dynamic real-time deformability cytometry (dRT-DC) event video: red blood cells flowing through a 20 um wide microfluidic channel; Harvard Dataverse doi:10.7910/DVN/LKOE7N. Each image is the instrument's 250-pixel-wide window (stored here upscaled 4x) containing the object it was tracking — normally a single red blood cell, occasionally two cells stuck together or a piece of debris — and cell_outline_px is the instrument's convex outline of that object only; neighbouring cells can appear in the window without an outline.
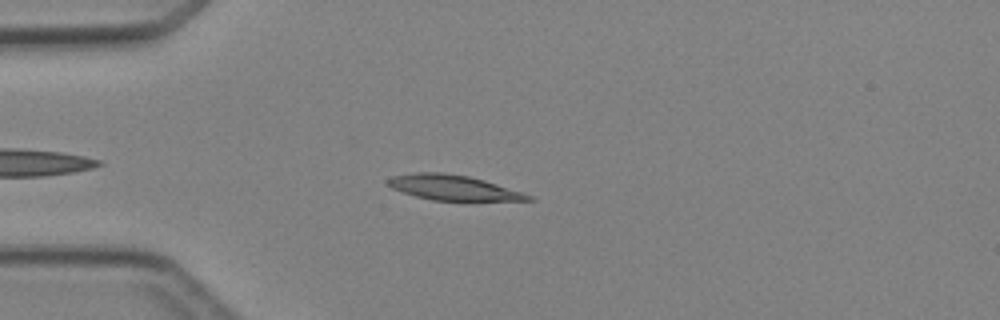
{"species": "Egyptian fruit bat (a non-hibernating species)", "species_latin": "Rousettus aegyptiacus", "temperature_condition": "cold", "stored_images_in_passage": 4, "camera_frame_rate_fps": 3000, "um_per_image_px": 0.085, "animal": {"sex": "female"}, "frame": {"image": 1, "passage_image": 3, "time_ms": 2.333, "image_size_px": [1000, 320], "cell_outline_px": [[536, 200], [432, 200], [416, 196], [392, 188], [384, 180], [392, 176], [416, 172], [440, 172], [468, 176], [484, 180], [524, 192], [532, 196]], "centroid_in_image_um": [38.51, 15.94], "position_along_channel_um": 46.5, "area_um2": 20.35}}